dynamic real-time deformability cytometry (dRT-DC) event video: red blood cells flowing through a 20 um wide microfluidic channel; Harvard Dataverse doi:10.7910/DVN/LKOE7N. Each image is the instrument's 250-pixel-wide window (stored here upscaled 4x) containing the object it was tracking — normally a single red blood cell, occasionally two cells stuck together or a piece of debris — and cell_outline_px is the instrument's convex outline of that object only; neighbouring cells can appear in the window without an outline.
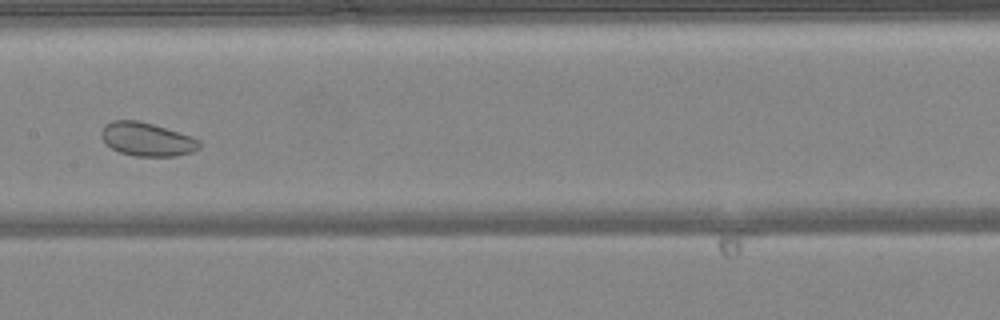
{"species": "common noctule bat (a hibernating species)", "species_latin": "Nyctalus noctula", "temperature_condition": "warm", "stored_images_in_passage": 32, "camera_frame_rate_fps": 3000, "um_per_image_px": 0.085, "animal": {"sex": "female", "body_mass_g": 24.6, "forearm_length_mm": 56.2}, "frame": {"image": 1, "passage_image": 14, "time_ms": 4.333, "image_size_px": [1000, 320], "cell_outline_px": [[200, 148], [192, 152], [176, 156], [136, 156], [120, 152], [112, 148], [100, 136], [100, 132], [104, 124], [112, 120], [140, 120], [192, 136], [200, 140]], "centroid_in_image_um": [12.49, 11.83], "position_along_channel_um": 194.9, "area_um2": 19.25}, "authors_computed_cell_mechanics": {"area_um2": 20.7502, "velocity_mm_per_s": 4.1572, "shape_relaxation_time_tau1_ms": null, "shape_relaxation_time_tau2_ms": 4.5929, "deformation_change_tau1": null, "deformation_change_tau2": 0.0872}}